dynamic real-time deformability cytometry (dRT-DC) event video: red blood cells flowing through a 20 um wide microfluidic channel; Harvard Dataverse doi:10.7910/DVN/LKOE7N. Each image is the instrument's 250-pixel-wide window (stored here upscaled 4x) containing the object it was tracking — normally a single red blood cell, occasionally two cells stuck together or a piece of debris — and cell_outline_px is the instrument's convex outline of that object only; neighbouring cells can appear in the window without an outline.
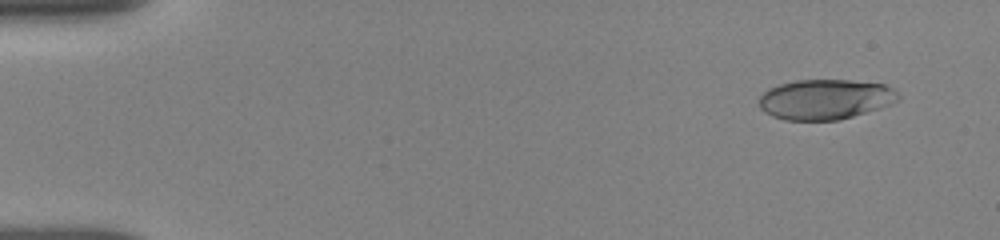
{"species": "human", "species_latin": "Homo sapiens", "temperature_condition": "room temperature", "stored_images_in_passage": 18, "camera_frame_rate_fps": 3000, "um_per_image_px": 0.085, "donor": {"sex": "female"}, "frame": {"image": 1, "passage_image": 3, "time_ms": 1.0, "image_size_px": [1000, 240], "cell_outline_px": [[900, 100], [892, 104], [880, 108], [840, 120], [784, 120], [772, 116], [764, 112], [760, 108], [760, 96], [768, 88], [780, 84], [796, 80], [852, 80], [884, 84], [892, 88], [900, 96]], "centroid_in_image_um": [70.16, 8.44], "position_along_channel_um": 14.8, "area_um2": 32.71}}
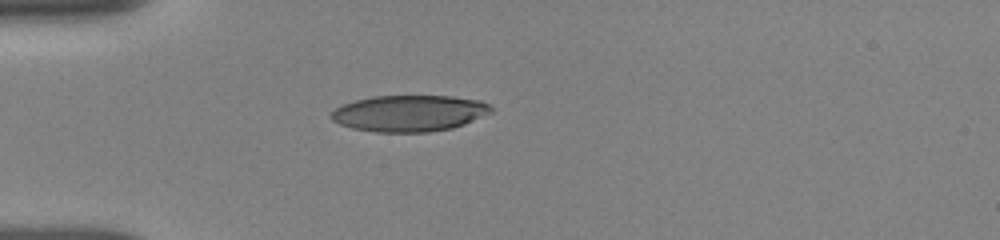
{"frame": {"image": 2, "passage_image": 12, "time_ms": 4.667, "image_size_px": [1000, 240], "cell_outline_px": [[492, 112], [464, 124], [452, 128], [428, 132], [376, 132], [352, 128], [340, 124], [332, 120], [332, 112], [336, 108], [344, 104], [356, 100], [372, 96], [452, 96], [480, 100], [488, 104], [492, 108]], "centroid_in_image_um": [34.81, 9.63], "position_along_channel_um": 50.2, "area_um2": 33.7}}
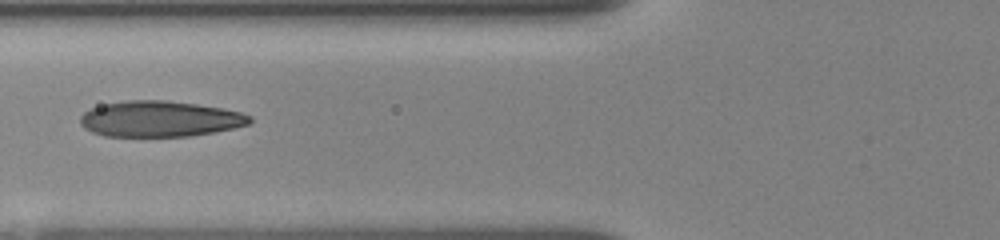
{"frame": {"image": 3, "passage_image": 16, "time_ms": 6.667, "image_size_px": [1000, 240], "cell_outline_px": [[252, 120], [248, 124], [232, 128], [212, 132], [188, 136], [104, 136], [92, 132], [84, 128], [80, 124], [80, 116], [84, 112], [92, 108], [104, 104], [124, 100], [164, 100], [196, 104], [220, 108], [240, 112], [252, 116]], "centroid_in_image_um": [13.55, 10.1], "position_along_channel_um": 112.3, "area_um2": 35.2}}